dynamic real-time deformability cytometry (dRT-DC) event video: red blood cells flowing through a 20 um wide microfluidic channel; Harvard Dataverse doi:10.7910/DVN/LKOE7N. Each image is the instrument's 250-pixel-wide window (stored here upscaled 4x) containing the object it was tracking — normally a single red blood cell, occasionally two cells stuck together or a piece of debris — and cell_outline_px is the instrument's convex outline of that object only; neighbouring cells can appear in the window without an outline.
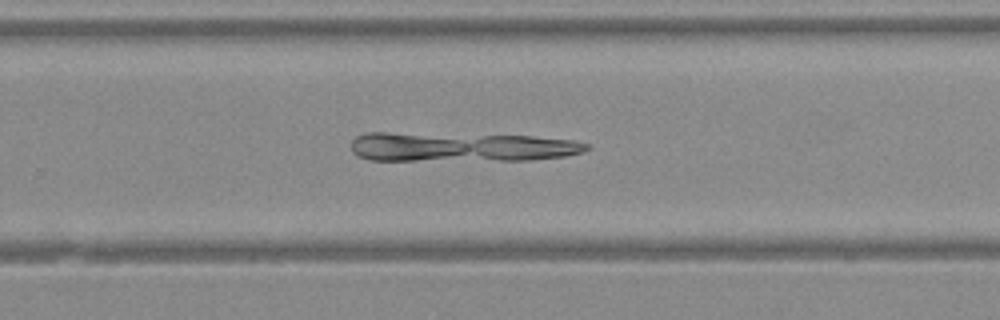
{"species": "Egyptian fruit bat (a non-hibernating species)", "species_latin": "Rousettus aegyptiacus", "temperature_condition": "warm", "stored_images_in_passage": 27, "camera_frame_rate_fps": 3000, "um_per_image_px": 0.085, "animal": {"sex": "female"}, "frame": {"image": 1, "passage_image": 16, "time_ms": 5.0, "image_size_px": [1000, 320], "cell_outline_px": [[588, 148], [584, 152], [564, 156], [532, 160], [368, 160], [356, 156], [352, 152], [352, 140], [356, 136], [368, 132], [388, 132], [532, 136], [572, 140], [588, 144]], "centroid_in_image_um": [39.14, 12.49], "position_along_channel_um": 290.7, "area_um2": 40.46}}